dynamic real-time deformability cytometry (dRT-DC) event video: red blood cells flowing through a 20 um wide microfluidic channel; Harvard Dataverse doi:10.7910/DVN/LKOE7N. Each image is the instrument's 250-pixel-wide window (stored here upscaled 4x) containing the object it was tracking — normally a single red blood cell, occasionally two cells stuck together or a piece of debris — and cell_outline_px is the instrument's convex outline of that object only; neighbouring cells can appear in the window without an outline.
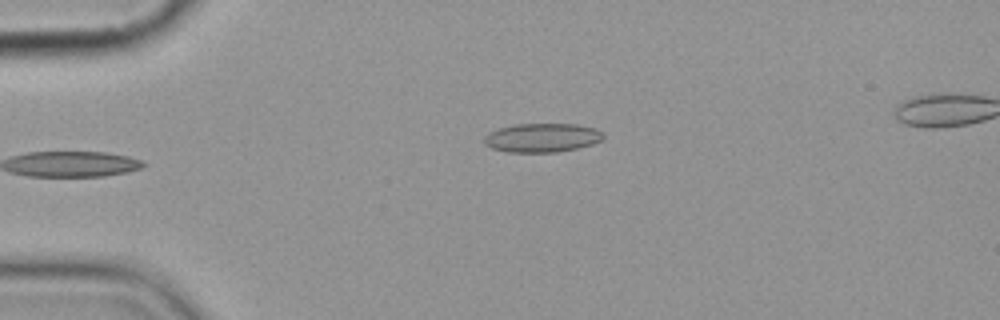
{"species": "common noctule bat (a hibernating species)", "species_latin": "Nyctalus noctula", "temperature_condition": "cold", "stored_images_in_passage": 5, "camera_frame_rate_fps": 3000, "um_per_image_px": 0.085, "animal": {"sex": "female", "body_mass_g": 19.9}, "frame": {"image": 1, "passage_image": 5, "time_ms": 4.667, "image_size_px": [1000, 320], "cell_outline_px": [[604, 136], [600, 140], [592, 144], [576, 148], [556, 152], [508, 152], [492, 148], [484, 144], [484, 136], [488, 132], [500, 128], [516, 124], [576, 124], [596, 128], [604, 132]], "centroid_in_image_um": [46.07, 11.7], "position_along_channel_um": 38.9, "area_um2": 20.06}}